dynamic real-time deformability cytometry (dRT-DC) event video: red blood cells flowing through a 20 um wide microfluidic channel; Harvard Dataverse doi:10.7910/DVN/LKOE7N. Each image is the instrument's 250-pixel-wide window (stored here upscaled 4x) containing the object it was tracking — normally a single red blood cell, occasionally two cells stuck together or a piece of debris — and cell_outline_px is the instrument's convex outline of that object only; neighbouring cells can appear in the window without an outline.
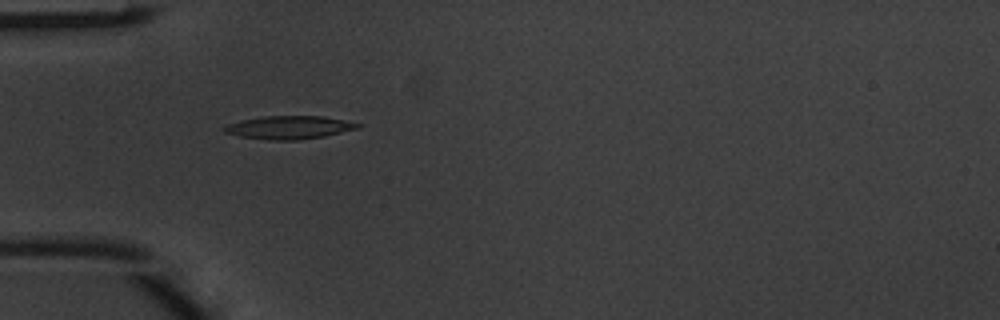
{"species": "common noctule bat (a hibernating species)", "species_latin": "Nyctalus noctula", "temperature_condition": "warm", "stored_images_in_passage": 4, "camera_frame_rate_fps": 3000, "um_per_image_px": 0.085, "animal": {"sex": "male", "body_mass_g": 20.1, "forearm_length_mm": 53.5}, "frame": {"image": 1, "passage_image": 2, "time_ms": 0.333, "image_size_px": [1000, 320], "cell_outline_px": [[360, 128], [324, 136], [296, 140], [268, 140], [240, 136], [224, 132], [220, 128], [228, 124], [240, 120], [260, 116], [324, 116], [344, 120], [360, 124]], "centroid_in_image_um": [24.53, 10.82], "position_along_channel_um": 60.5, "area_um2": 18.03}}
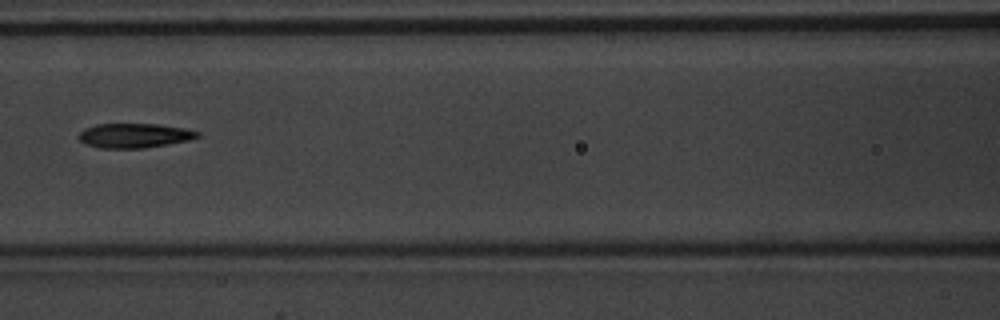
{"frame": {"image": 2, "passage_image": 4, "time_ms": 1.0, "image_size_px": [1000, 320], "cell_outline_px": [[200, 136], [188, 140], [168, 144], [144, 148], [100, 148], [84, 144], [80, 140], [80, 132], [84, 128], [96, 124], [160, 124], [184, 128], [200, 132]], "centroid_in_image_um": [11.42, 11.52], "position_along_channel_um": 155.2, "area_um2": 16.94}}